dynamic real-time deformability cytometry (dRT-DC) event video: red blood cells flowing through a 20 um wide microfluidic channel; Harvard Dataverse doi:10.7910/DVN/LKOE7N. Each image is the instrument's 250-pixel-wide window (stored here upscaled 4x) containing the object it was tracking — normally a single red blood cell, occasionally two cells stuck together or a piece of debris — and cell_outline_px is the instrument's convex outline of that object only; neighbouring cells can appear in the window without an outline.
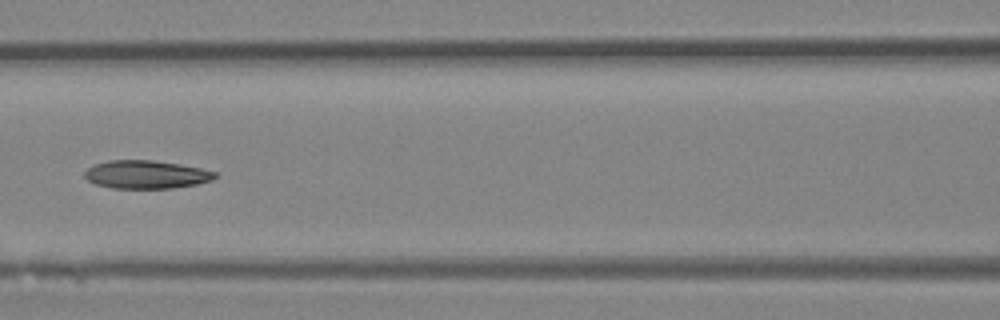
{"species": "Egyptian fruit bat (a non-hibernating species)", "species_latin": "Rousettus aegyptiacus", "temperature_condition": "room temperature", "stored_images_in_passage": 31, "camera_frame_rate_fps": 3000, "um_per_image_px": 0.085, "animal": {"sex": "female"}, "frame": {"image": 1, "passage_image": 18, "time_ms": 5.667, "image_size_px": [1000, 320], "cell_outline_px": [[216, 176], [212, 180], [196, 184], [172, 188], [112, 188], [96, 184], [88, 180], [84, 176], [84, 172], [92, 164], [108, 160], [152, 160], [180, 164], [200, 168], [216, 172]], "centroid_in_image_um": [12.39, 14.82], "position_along_channel_um": 154.2, "area_um2": 21.39}}